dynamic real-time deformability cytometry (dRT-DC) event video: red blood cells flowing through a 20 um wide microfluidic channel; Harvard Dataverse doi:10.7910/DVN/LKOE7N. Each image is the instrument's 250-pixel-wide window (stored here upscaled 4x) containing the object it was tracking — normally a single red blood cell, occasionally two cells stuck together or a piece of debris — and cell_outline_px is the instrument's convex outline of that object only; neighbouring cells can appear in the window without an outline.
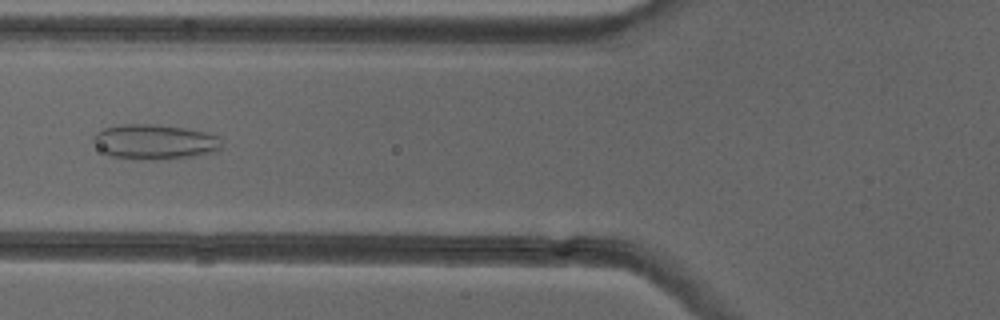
{"species": "common noctule bat (a hibernating species)", "species_latin": "Nyctalus noctula", "temperature_condition": "cold", "stored_images_in_passage": 51, "camera_frame_rate_fps": 3000, "um_per_image_px": 0.085, "animal": {"sex": "female"}, "frame": {"image": 1, "passage_image": 20, "time_ms": 6.333, "image_size_px": [1000, 320], "cell_outline_px": [[224, 148], [216, 152], [196, 156], [172, 160], [132, 160], [108, 156], [92, 140], [92, 136], [96, 132], [104, 128], [120, 124], [156, 124], [184, 128], [204, 132], [220, 136]], "centroid_in_image_um": [13.19, 12.08], "position_along_channel_um": 112.6, "area_um2": 26.99}}
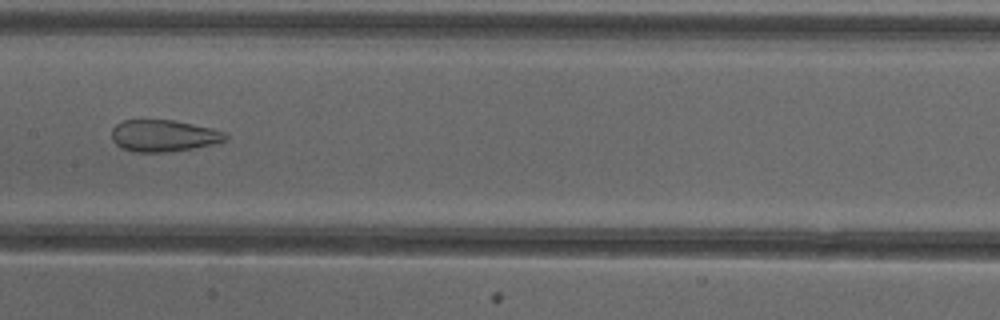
{"frame": {"image": 2, "passage_image": 26, "time_ms": 8.333, "image_size_px": [1000, 320], "cell_outline_px": [[228, 140], [212, 144], [192, 148], [164, 152], [132, 152], [120, 148], [112, 140], [112, 128], [116, 124], [124, 120], [172, 120], [212, 128], [224, 132], [228, 136]], "centroid_in_image_um": [13.88, 11.54], "position_along_channel_um": 193.5, "area_um2": 21.04}}
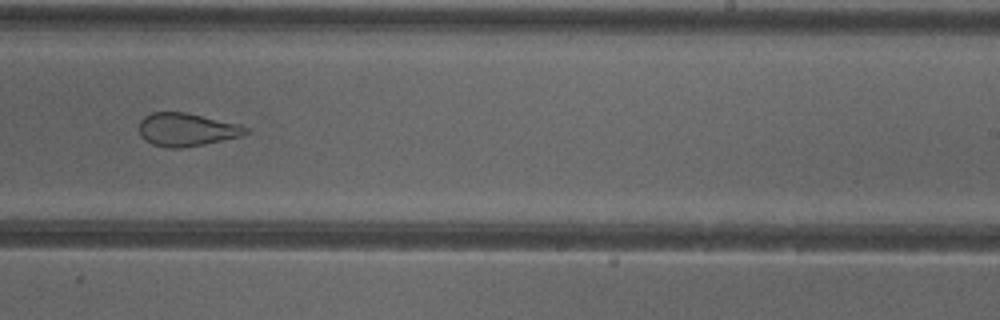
{"frame": {"image": 3, "passage_image": 32, "time_ms": 10.333, "image_size_px": [1000, 320], "cell_outline_px": [[252, 132], [244, 136], [204, 144], [180, 148], [168, 148], [152, 144], [144, 140], [140, 136], [140, 120], [144, 116], [152, 112], [184, 112], [240, 124], [248, 128]], "centroid_in_image_um": [15.89, 11.02], "position_along_channel_um": 273.1, "area_um2": 20.75}, "authors_computed_cell_mechanics": {"area_um2": 26.9348, "velocity_mm_per_s": 4.0096, "shape_relaxation_time_tau1_ms": null, "shape_relaxation_time_tau2_ms": 1.7445, "deformation_change_tau1": null, "deformation_change_tau2": 0.1054}}